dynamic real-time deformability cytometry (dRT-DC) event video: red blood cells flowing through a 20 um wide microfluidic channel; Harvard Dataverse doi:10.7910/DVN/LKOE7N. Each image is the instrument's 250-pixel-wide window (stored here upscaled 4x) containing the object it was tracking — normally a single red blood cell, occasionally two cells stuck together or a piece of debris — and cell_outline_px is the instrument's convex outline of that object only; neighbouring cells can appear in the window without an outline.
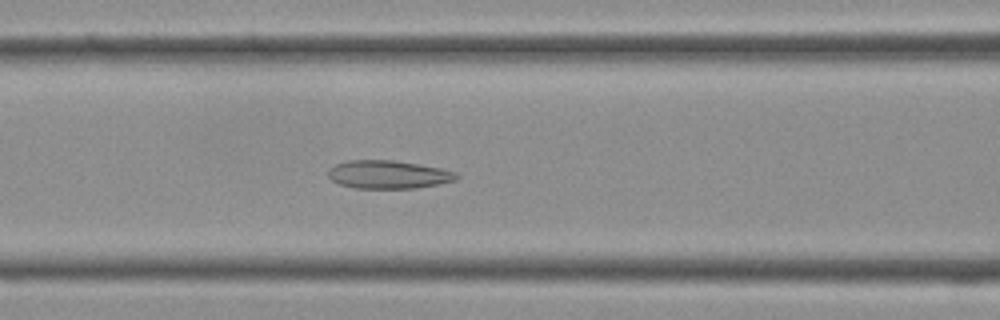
{"species": "Egyptian fruit bat (a non-hibernating species)", "species_latin": "Rousettus aegyptiacus", "temperature_condition": "cold", "stored_images_in_passage": 29, "camera_frame_rate_fps": 3000, "um_per_image_px": 0.085, "frame": {"image": 1, "passage_image": 6, "time_ms": 1.667, "image_size_px": [1000, 320], "cell_outline_px": [[460, 176], [456, 180], [440, 184], [416, 188], [356, 188], [340, 184], [332, 180], [328, 176], [328, 168], [336, 164], [348, 160], [392, 160], [420, 164], [440, 168], [456, 172]], "centroid_in_image_um": [33.02, 14.83], "position_along_channel_um": 133.6, "area_um2": 21.15}}
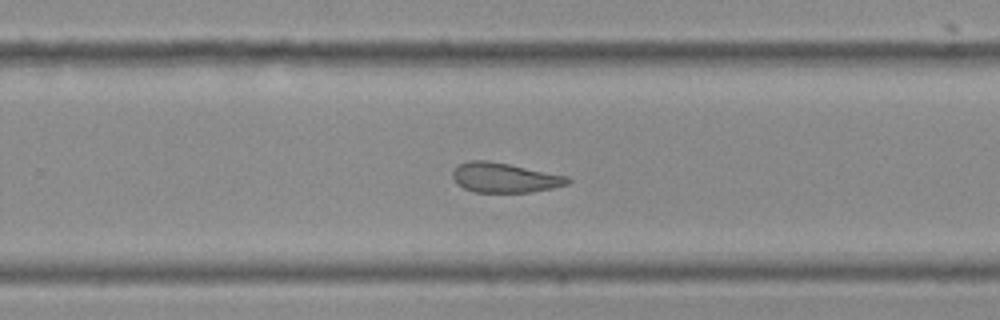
{"frame": {"image": 2, "passage_image": 15, "time_ms": 4.667, "image_size_px": [1000, 320], "cell_outline_px": [[572, 180], [568, 184], [552, 188], [528, 192], [476, 192], [464, 188], [456, 184], [452, 176], [452, 172], [460, 164], [468, 160], [488, 160], [568, 176]], "centroid_in_image_um": [42.88, 15.1], "position_along_channel_um": 286.9, "area_um2": 19.83}}
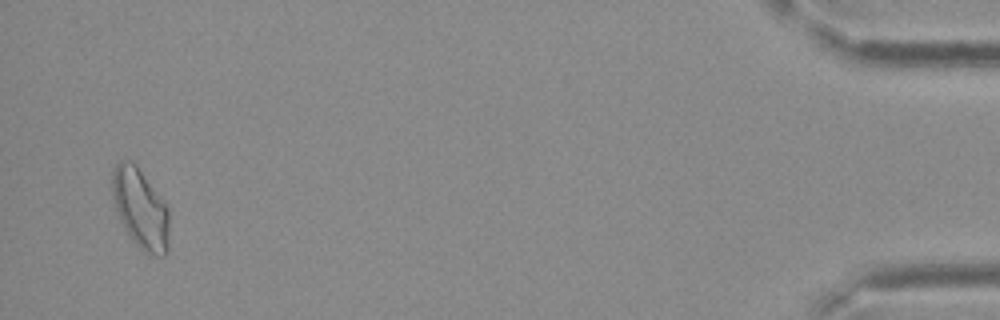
{"frame": {"image": 3, "passage_image": 28, "time_ms": 9.0, "image_size_px": [1000, 320], "cell_outline_px": [[168, 252], [164, 256], [156, 256], [144, 252], [136, 244], [128, 232], [116, 208], [112, 196], [112, 168], [120, 160], [132, 160], [136, 164], [168, 208]], "centroid_in_image_um": [11.94, 17.71], "position_along_channel_um": 423.3, "area_um2": 26.13}}